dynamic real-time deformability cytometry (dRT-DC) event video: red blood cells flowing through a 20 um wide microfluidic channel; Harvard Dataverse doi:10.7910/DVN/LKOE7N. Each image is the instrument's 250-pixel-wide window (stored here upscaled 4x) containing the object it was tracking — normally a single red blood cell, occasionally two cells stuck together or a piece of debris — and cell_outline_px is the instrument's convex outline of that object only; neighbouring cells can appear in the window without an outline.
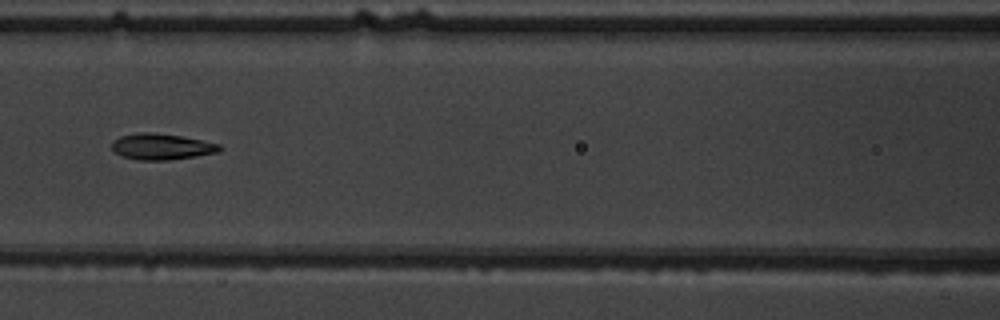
{"species": "common noctule bat (a hibernating species)", "species_latin": "Nyctalus noctula", "temperature_condition": "warm", "stored_images_in_passage": 7, "camera_frame_rate_fps": 3000, "um_per_image_px": 0.085, "animal": {"sex": "male", "body_mass_g": 19.5, "forearm_length_mm": 54.6}, "frame": {"image": 1, "passage_image": 7, "time_ms": 7.0, "image_size_px": [1000, 320], "cell_outline_px": [[220, 152], [196, 156], [168, 160], [140, 160], [120, 156], [112, 148], [112, 140], [120, 136], [136, 132], [152, 132], [180, 136], [220, 144]], "centroid_in_image_um": [13.69, 12.46], "position_along_channel_um": 152.9, "area_um2": 16.36}}